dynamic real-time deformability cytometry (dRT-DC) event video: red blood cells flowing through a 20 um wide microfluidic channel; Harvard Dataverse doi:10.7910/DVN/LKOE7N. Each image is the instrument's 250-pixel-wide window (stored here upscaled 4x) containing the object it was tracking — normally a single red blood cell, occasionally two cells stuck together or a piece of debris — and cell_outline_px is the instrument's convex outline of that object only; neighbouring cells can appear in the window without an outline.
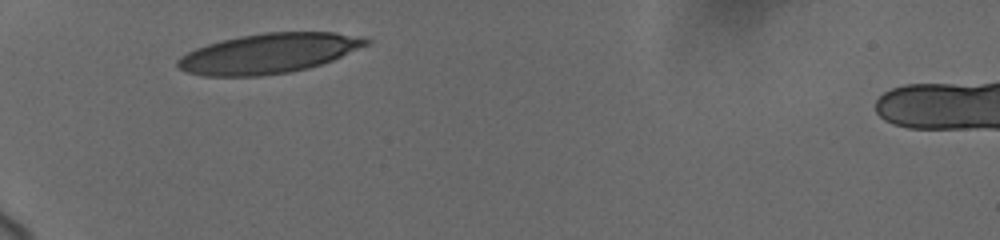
{"species": "human", "species_latin": "Homo sapiens", "temperature_condition": "cold", "stored_images_in_passage": 15, "camera_frame_rate_fps": 3000, "um_per_image_px": 0.085, "donor": {"sex": "female"}, "frame": {"image": 1, "passage_image": 1, "time_ms": 0.0, "image_size_px": [1000, 240], "cell_outline_px": [[372, 44], [332, 60], [308, 68], [288, 72], [260, 76], [204, 76], [188, 72], [180, 68], [176, 64], [176, 60], [180, 56], [196, 48], [208, 44], [240, 36], [264, 32], [336, 32], [364, 36], [372, 40]], "centroid_in_image_um": [22.9, 4.53], "position_along_channel_um": 62.1, "area_um2": 43.93}}
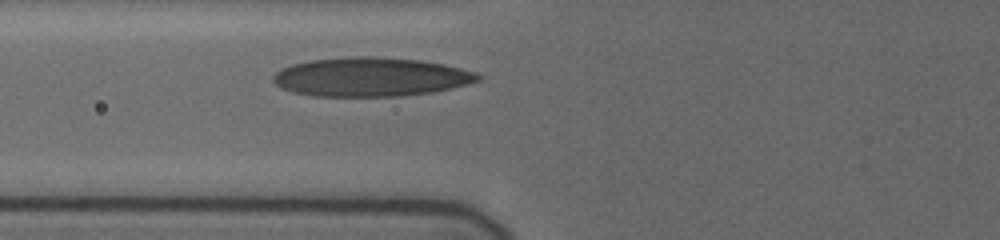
{"frame": {"image": 2, "passage_image": 11, "time_ms": 1.333, "image_size_px": [1000, 240], "cell_outline_px": [[480, 80], [432, 92], [400, 96], [312, 96], [292, 92], [280, 88], [272, 80], [272, 76], [280, 68], [292, 64], [312, 60], [356, 56], [376, 56], [420, 60], [444, 64], [476, 72], [480, 76]], "centroid_in_image_um": [31.45, 6.54], "position_along_channel_um": 94.3, "area_um2": 46.41}}